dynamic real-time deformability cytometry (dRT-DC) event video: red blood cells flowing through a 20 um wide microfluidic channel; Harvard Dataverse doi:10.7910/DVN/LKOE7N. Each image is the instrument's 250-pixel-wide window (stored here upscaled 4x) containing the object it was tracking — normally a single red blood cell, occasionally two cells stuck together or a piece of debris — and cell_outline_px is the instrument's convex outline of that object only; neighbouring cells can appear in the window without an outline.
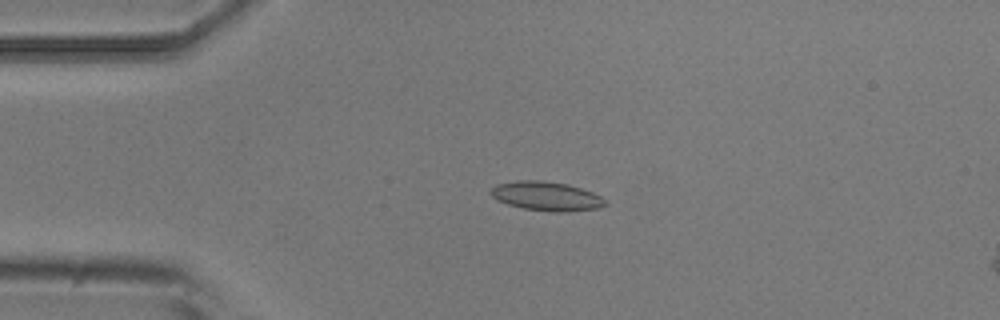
{"species": "common noctule bat (a hibernating species)", "species_latin": "Nyctalus noctula", "temperature_condition": "room temperature", "stored_images_in_passage": 5, "camera_frame_rate_fps": 3000, "um_per_image_px": 0.085, "animal": {"sex": "male", "body_mass_g": 20.5, "forearm_length_mm": 52.5}, "frame": {"image": 1, "passage_image": 4, "time_ms": 3.667, "image_size_px": [1000, 320], "cell_outline_px": [[608, 204], [600, 208], [564, 212], [556, 212], [524, 208], [508, 204], [496, 200], [488, 192], [496, 184], [516, 180], [540, 180], [568, 184], [592, 192], [608, 200]], "centroid_in_image_um": [46.46, 16.67], "position_along_channel_um": 38.5, "area_um2": 19.54}}